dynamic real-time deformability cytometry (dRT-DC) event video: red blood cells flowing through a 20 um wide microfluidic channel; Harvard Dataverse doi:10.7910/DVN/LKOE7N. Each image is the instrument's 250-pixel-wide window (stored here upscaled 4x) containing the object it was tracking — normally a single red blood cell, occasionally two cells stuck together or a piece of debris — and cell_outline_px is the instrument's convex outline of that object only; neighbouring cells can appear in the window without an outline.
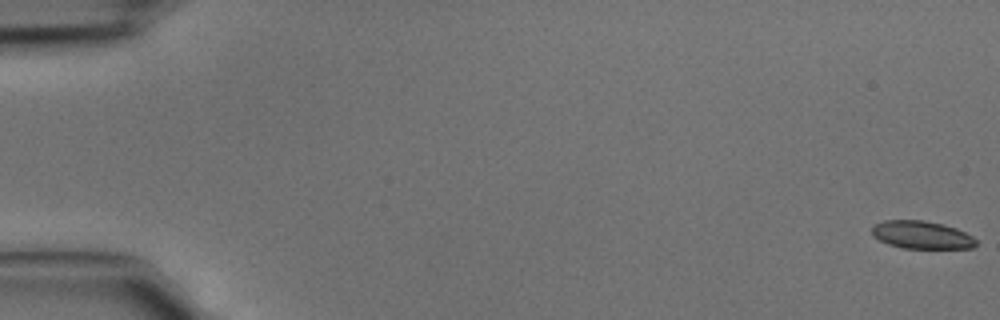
{"species": "common noctule bat (a hibernating species)", "species_latin": "Nyctalus noctula", "temperature_condition": "cold", "stored_images_in_passage": 46, "camera_frame_rate_fps": 3000, "um_per_image_px": 0.085, "animal": {"sex": "male", "body_mass_g": 15.6}, "frame": {"image": 1, "passage_image": 1, "time_ms": 0.0, "image_size_px": [1000, 320], "cell_outline_px": [[976, 244], [972, 248], [904, 248], [888, 244], [872, 236], [872, 224], [884, 220], [924, 220], [944, 224], [956, 228], [972, 236], [976, 240]], "centroid_in_image_um": [78.31, 19.95], "position_along_channel_um": 6.7, "area_um2": 16.94}}
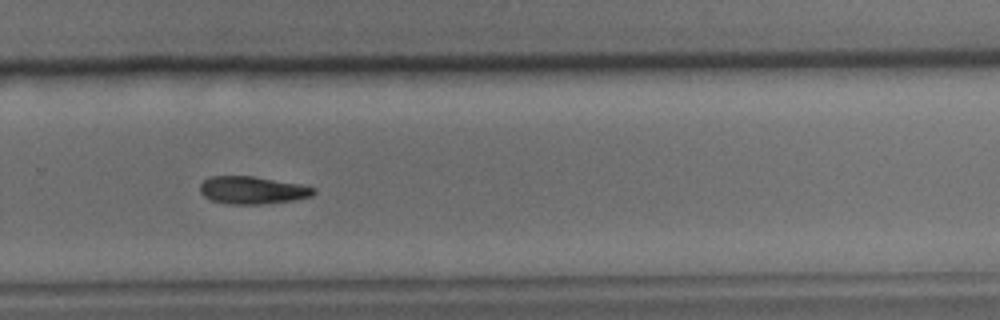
{"frame": {"image": 2, "passage_image": 32, "time_ms": 10.333, "image_size_px": [1000, 320], "cell_outline_px": [[316, 192], [312, 196], [292, 200], [260, 204], [228, 204], [212, 200], [204, 196], [200, 192], [200, 184], [204, 180], [212, 176], [252, 176], [304, 184], [316, 188]], "centroid_in_image_um": [21.49, 16.15], "position_along_channel_um": 308.3, "area_um2": 18.32}}
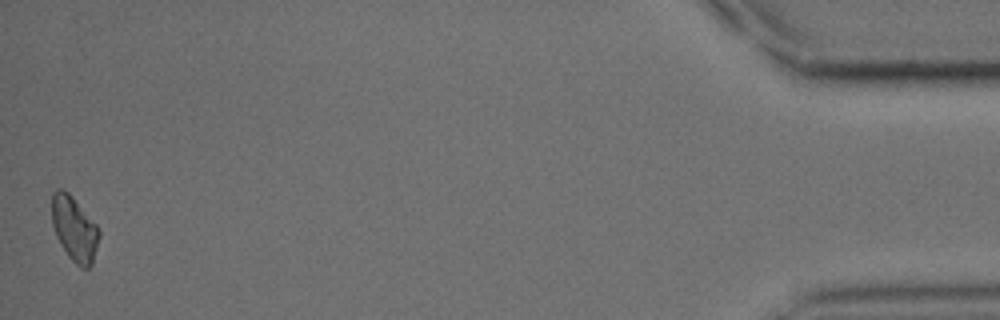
{"frame": {"image": 3, "passage_image": 46, "time_ms": 15.0, "image_size_px": [1000, 320], "cell_outline_px": [[100, 236], [92, 264], [88, 268], [80, 268], [68, 256], [60, 244], [56, 236], [52, 224], [52, 192], [56, 188], [64, 188], [72, 196], [96, 224], [100, 232]], "centroid_in_image_um": [6.31, 19.44], "position_along_channel_um": 428.9, "area_um2": 17.92}}